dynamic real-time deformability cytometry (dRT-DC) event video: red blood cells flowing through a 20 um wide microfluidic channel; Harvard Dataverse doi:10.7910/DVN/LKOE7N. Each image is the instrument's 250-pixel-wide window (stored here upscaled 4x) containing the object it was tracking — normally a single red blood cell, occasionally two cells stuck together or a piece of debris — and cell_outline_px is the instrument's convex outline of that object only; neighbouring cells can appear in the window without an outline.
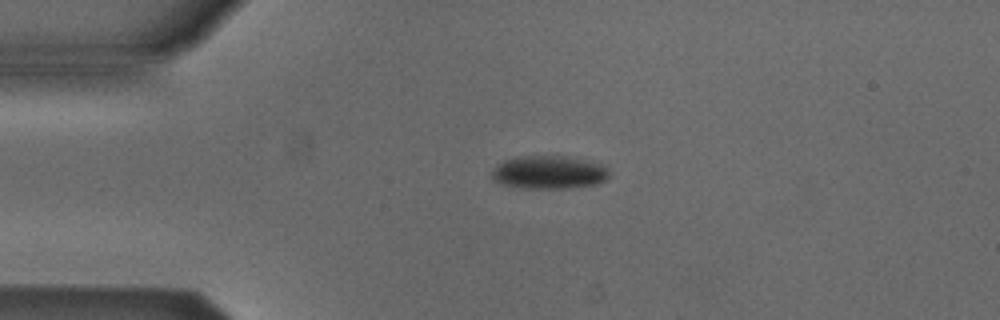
{"species": "Egyptian fruit bat (a non-hibernating species)", "species_latin": "Rousettus aegyptiacus", "temperature_condition": "cold", "stored_images_in_passage": 42, "camera_frame_rate_fps": 3000, "um_per_image_px": 0.085, "animal": {"sex": "male"}, "frame": {"image": 1, "passage_image": 1, "time_ms": 0.0, "image_size_px": [1000, 320], "cell_outline_px": [[608, 176], [604, 180], [596, 184], [568, 188], [520, 188], [500, 184], [492, 180], [492, 168], [496, 164], [504, 160], [516, 156], [568, 156], [604, 164], [608, 168]], "centroid_in_image_um": [46.62, 14.64], "position_along_channel_um": 38.4, "area_um2": 23.0}}
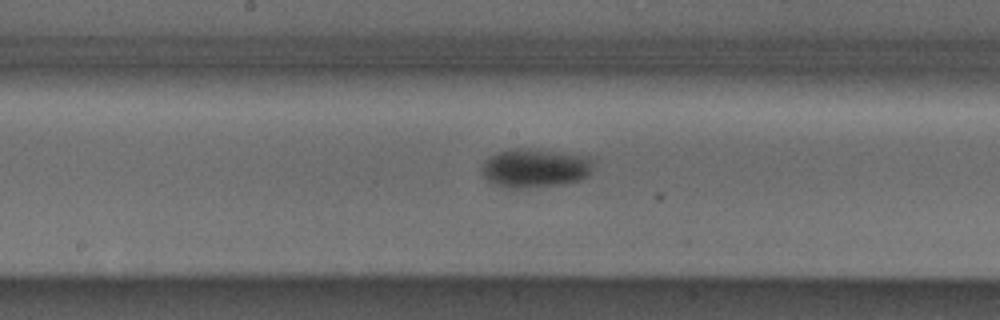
{"frame": {"image": 2, "passage_image": 16, "time_ms": 5.0, "image_size_px": [1000, 320], "cell_outline_px": [[596, 160], [588, 176], [580, 180], [560, 184], [520, 188], [504, 188], [492, 184], [484, 176], [480, 168], [484, 160], [500, 152], [516, 148], [524, 148], [592, 156]], "centroid_in_image_um": [45.5, 14.29], "position_along_channel_um": 202.7, "area_um2": 25.37}}
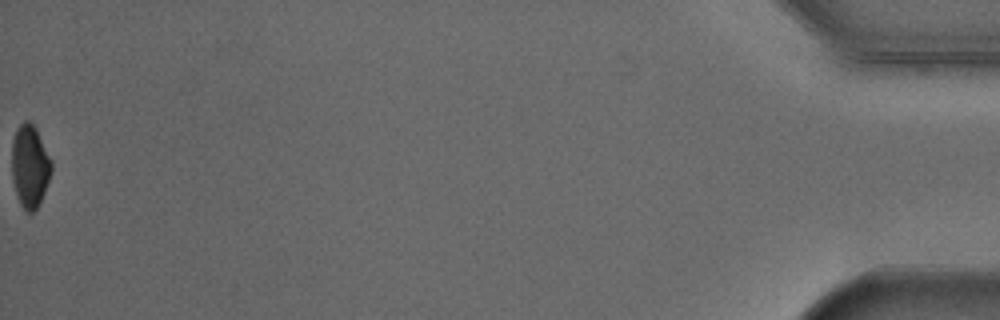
{"frame": {"image": 3, "passage_image": 42, "time_ms": 13.667, "image_size_px": [1000, 320], "cell_outline_px": [[52, 172], [44, 192], [36, 208], [32, 212], [28, 212], [20, 204], [12, 180], [12, 140], [20, 124], [24, 120], [28, 120], [36, 128], [52, 164]], "centroid_in_image_um": [2.53, 14.11], "position_along_channel_um": 432.7, "area_um2": 18.73}, "authors_computed_cell_mechanics": {"area_um2": 23.5824, "velocity_mm_per_s": 3.889, "shape_relaxation_time_tau1_ms": 3.0758, "shape_relaxation_time_tau2_ms": null, "deformation_change_tau1": 0.0699, "deformation_change_tau2": null}}